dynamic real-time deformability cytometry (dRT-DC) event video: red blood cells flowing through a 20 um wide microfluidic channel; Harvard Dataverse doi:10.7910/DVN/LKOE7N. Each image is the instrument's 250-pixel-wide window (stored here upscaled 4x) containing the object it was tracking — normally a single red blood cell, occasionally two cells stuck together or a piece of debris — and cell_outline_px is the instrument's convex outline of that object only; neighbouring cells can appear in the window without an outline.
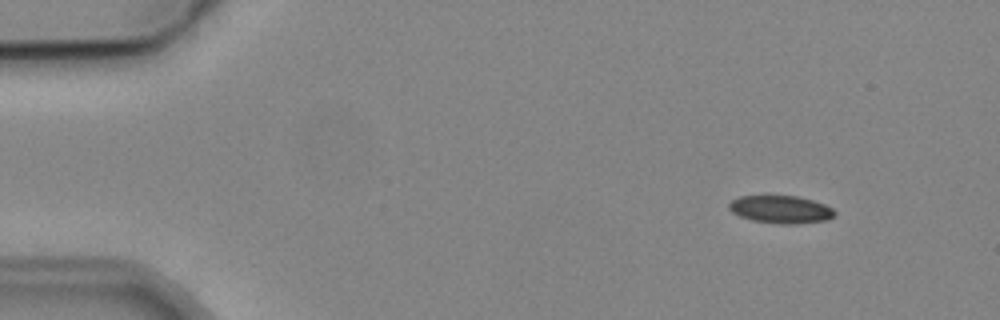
{"species": "common noctule bat (a hibernating species)", "species_latin": "Nyctalus noctula", "temperature_condition": "cold", "stored_images_in_passage": 5, "camera_frame_rate_fps": 3000, "um_per_image_px": 0.085, "animal": {"sex": "male", "body_mass_g": 19.2, "forearm_length_mm": 51.8}, "frame": {"image": 1, "passage_image": 1, "time_ms": 0.0, "image_size_px": [1000, 320], "cell_outline_px": [[836, 212], [828, 220], [796, 224], [780, 224], [752, 220], [740, 216], [732, 212], [728, 208], [728, 204], [732, 200], [740, 196], [796, 196], [812, 200], [824, 204], [832, 208]], "centroid_in_image_um": [66.36, 17.8], "position_along_channel_um": 18.6, "area_um2": 16.99}}
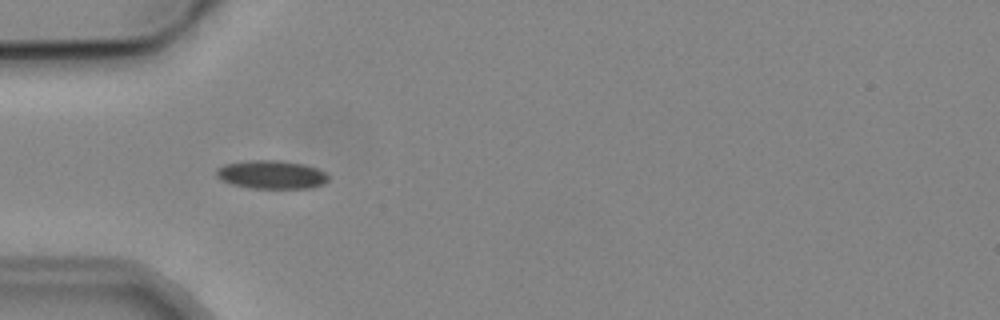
{"frame": {"image": 2, "passage_image": 4, "time_ms": 3.667, "image_size_px": [1000, 320], "cell_outline_px": [[328, 180], [324, 184], [312, 188], [252, 188], [232, 184], [220, 180], [216, 176], [216, 168], [224, 164], [248, 160], [280, 160], [304, 164], [316, 168], [324, 172], [328, 176]], "centroid_in_image_um": [23.05, 14.84], "position_along_channel_um": 61.9, "area_um2": 18.67}}